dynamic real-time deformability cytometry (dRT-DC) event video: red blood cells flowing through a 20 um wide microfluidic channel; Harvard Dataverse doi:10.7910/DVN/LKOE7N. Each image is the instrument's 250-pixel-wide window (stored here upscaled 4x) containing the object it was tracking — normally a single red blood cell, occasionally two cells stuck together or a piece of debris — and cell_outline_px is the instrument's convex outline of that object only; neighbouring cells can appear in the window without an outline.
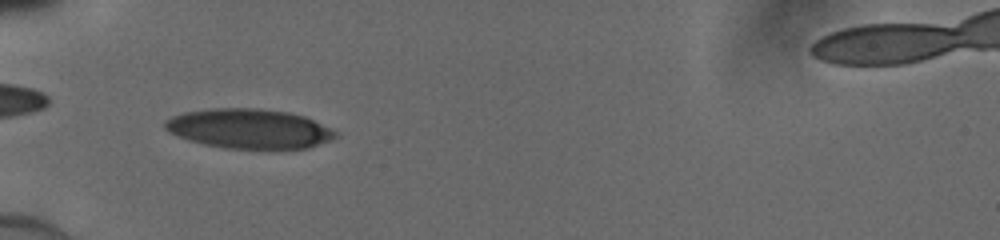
{"species": "human", "species_latin": "Homo sapiens", "temperature_condition": "cold", "stored_images_in_passage": 33, "camera_frame_rate_fps": 3000, "um_per_image_px": 0.085, "donor": {"sex": "male"}, "frame": {"image": 1, "passage_image": 1, "time_ms": 0.0, "image_size_px": [1000, 240], "cell_outline_px": [[340, 136], [332, 140], [308, 148], [268, 152], [224, 148], [204, 144], [188, 140], [168, 132], [164, 128], [164, 120], [172, 116], [184, 112], [212, 108], [256, 108], [288, 112], [304, 116], [336, 132]], "centroid_in_image_um": [21.18, 10.99], "position_along_channel_um": 63.8, "area_um2": 40.46}}
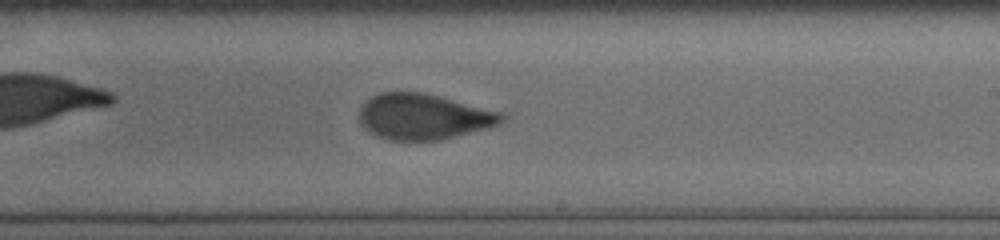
{"frame": {"image": 2, "passage_image": 15, "time_ms": 4.667, "image_size_px": [1000, 240], "cell_outline_px": [[508, 116], [500, 124], [488, 128], [440, 140], [388, 140], [376, 136], [364, 128], [360, 124], [360, 104], [364, 100], [380, 92], [424, 92], [504, 112]], "centroid_in_image_um": [36.02, 9.91], "position_along_channel_um": 253.0, "area_um2": 38.44}}
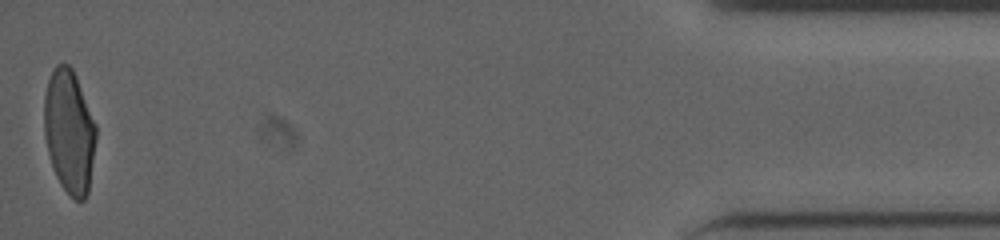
{"frame": {"image": 3, "passage_image": 33, "time_ms": 10.667, "image_size_px": [1000, 240], "cell_outline_px": [[96, 140], [88, 192], [84, 200], [76, 200], [60, 184], [56, 176], [48, 152], [44, 136], [44, 96], [48, 80], [56, 64], [68, 64], [72, 68], [76, 76], [96, 124]], "centroid_in_image_um": [5.88, 11.16], "position_along_channel_um": 429.3, "area_um2": 37.17}}